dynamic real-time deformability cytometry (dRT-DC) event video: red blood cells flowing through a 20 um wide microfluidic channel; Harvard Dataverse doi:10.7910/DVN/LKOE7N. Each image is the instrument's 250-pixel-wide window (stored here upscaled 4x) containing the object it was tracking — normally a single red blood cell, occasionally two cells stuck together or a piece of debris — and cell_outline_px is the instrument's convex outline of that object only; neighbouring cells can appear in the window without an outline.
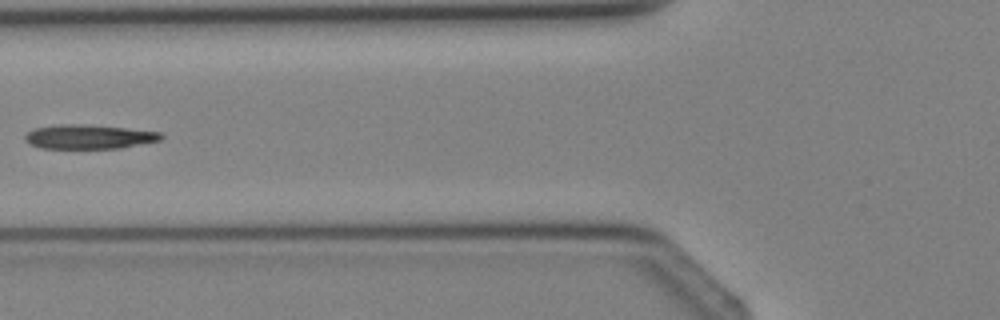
{"species": "Egyptian fruit bat (a non-hibernating species)", "species_latin": "Rousettus aegyptiacus", "temperature_condition": "cold", "stored_images_in_passage": 4, "camera_frame_rate_fps": 3000, "um_per_image_px": 0.085, "animal": {"sex": "female"}, "frame": {"image": 1, "passage_image": 4, "time_ms": 4.667, "image_size_px": [1000, 320], "cell_outline_px": [[164, 136], [160, 140], [120, 148], [40, 148], [28, 144], [24, 140], [24, 136], [28, 132], [36, 128], [60, 124], [84, 124], [124, 128], [160, 132]], "centroid_in_image_um": [7.51, 11.63], "position_along_channel_um": 118.3, "area_um2": 19.07}}